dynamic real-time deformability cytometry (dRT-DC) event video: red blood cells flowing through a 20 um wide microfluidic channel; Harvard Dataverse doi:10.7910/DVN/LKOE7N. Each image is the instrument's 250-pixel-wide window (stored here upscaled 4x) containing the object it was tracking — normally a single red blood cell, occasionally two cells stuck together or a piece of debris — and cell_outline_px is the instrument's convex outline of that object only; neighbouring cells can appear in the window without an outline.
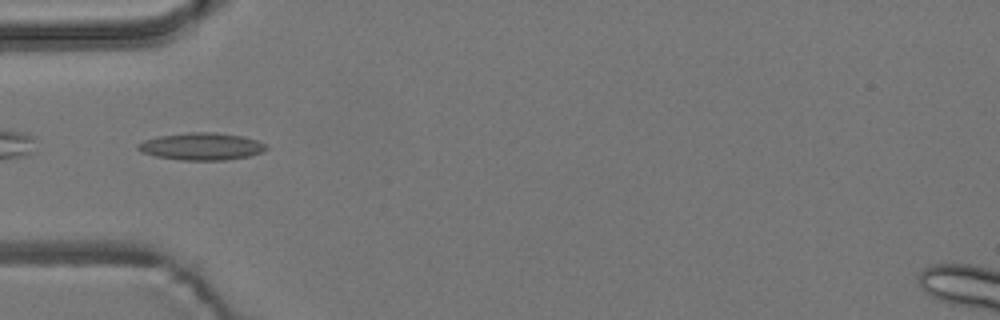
{"species": "common noctule bat (a hibernating species)", "species_latin": "Nyctalus noctula", "temperature_condition": "room temperature", "stored_images_in_passage": 38, "camera_frame_rate_fps": 3000, "um_per_image_px": 0.085, "animal": {"sex": "male", "body_mass_g": 19.2, "forearm_length_mm": 51.8}, "frame": {"image": 1, "passage_image": 1, "time_ms": 0.0, "image_size_px": [1000, 320], "cell_outline_px": [[268, 148], [264, 152], [248, 156], [224, 160], [180, 160], [156, 156], [140, 152], [136, 148], [136, 144], [144, 140], [156, 136], [188, 132], [216, 132], [244, 136], [268, 144]], "centroid_in_image_um": [17.12, 12.44], "position_along_channel_um": 67.9, "area_um2": 20.69}}
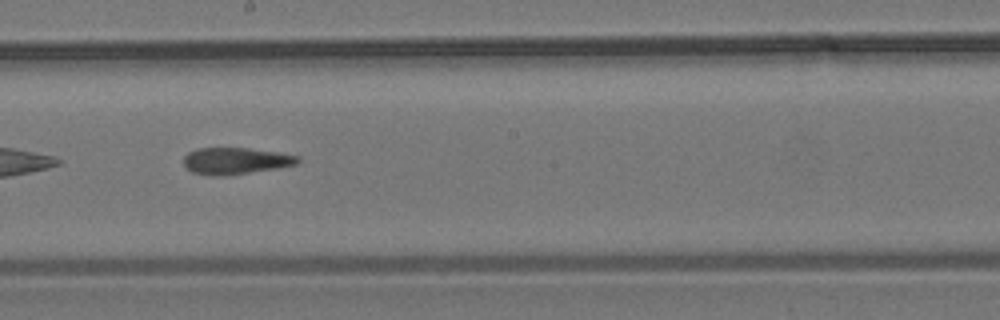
{"frame": {"image": 2, "passage_image": 14, "time_ms": 4.333, "image_size_px": [1000, 320], "cell_outline_px": [[300, 160], [296, 164], [280, 168], [224, 176], [212, 176], [192, 172], [184, 164], [184, 156], [188, 152], [196, 148], [248, 148], [276, 152], [300, 156]], "centroid_in_image_um": [20.03, 13.68], "position_along_channel_um": 228.2, "area_um2": 17.8}}
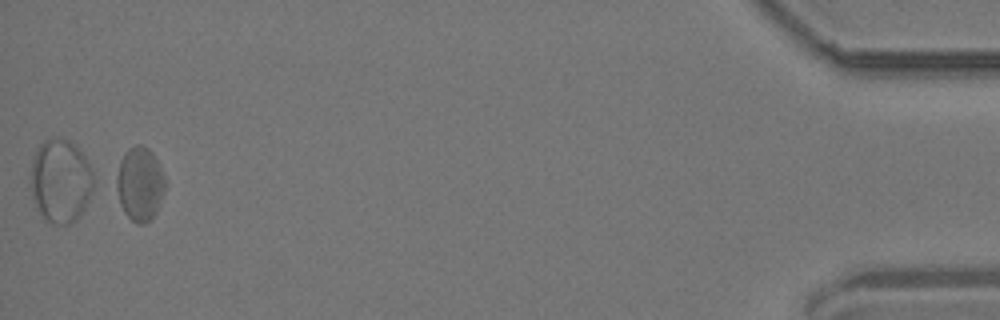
{"frame": {"image": 3, "passage_image": 37, "time_ms": 12.0, "image_size_px": [1000, 320], "cell_outline_px": [[168, 180], [160, 204], [156, 212], [144, 224], [136, 224], [124, 212], [120, 204], [116, 188], [116, 176], [120, 160], [128, 148], [136, 144], [140, 144], [148, 148], [152, 152]], "centroid_in_image_um": [11.91, 15.61], "position_along_channel_um": 423.3, "area_um2": 21.21}, "authors_computed_cell_mechanics": {"area_um2": 18.9584, "velocity_mm_per_s": 3.6941, "shape_relaxation_time_tau1_ms": null, "shape_relaxation_time_tau2_ms": 4.6939, "deformation_change_tau1": null, "deformation_change_tau2": 0.1358}}